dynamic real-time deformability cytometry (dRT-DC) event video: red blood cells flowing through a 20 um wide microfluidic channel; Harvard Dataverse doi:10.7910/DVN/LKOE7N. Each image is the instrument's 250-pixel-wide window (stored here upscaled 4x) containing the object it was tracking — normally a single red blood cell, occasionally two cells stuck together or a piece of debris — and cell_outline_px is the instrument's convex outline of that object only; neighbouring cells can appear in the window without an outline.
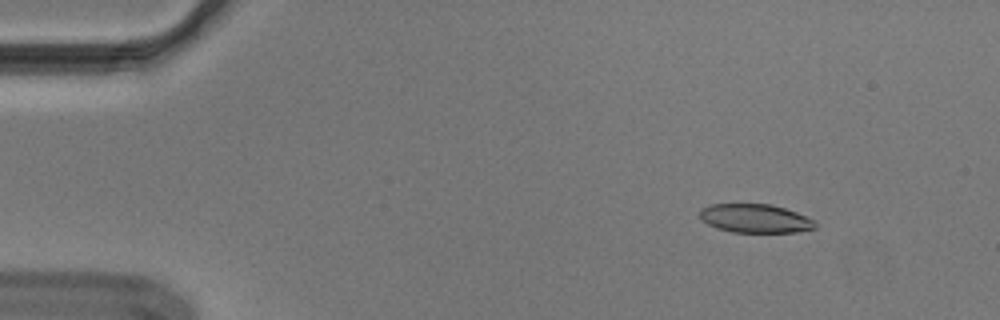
{"species": "Egyptian fruit bat (a non-hibernating species)", "species_latin": "Rousettus aegyptiacus", "temperature_condition": "cold", "stored_images_in_passage": 51, "camera_frame_rate_fps": 3000, "um_per_image_px": 0.085, "animal": {"sex": "male"}, "frame": {"image": 1, "passage_image": 3, "time_ms": 0.667, "image_size_px": [1000, 320], "cell_outline_px": [[816, 228], [796, 232], [732, 232], [716, 228], [700, 220], [700, 208], [712, 204], [772, 204], [796, 212], [816, 220]], "centroid_in_image_um": [64.19, 18.57], "position_along_channel_um": 20.8, "area_um2": 19.42}}
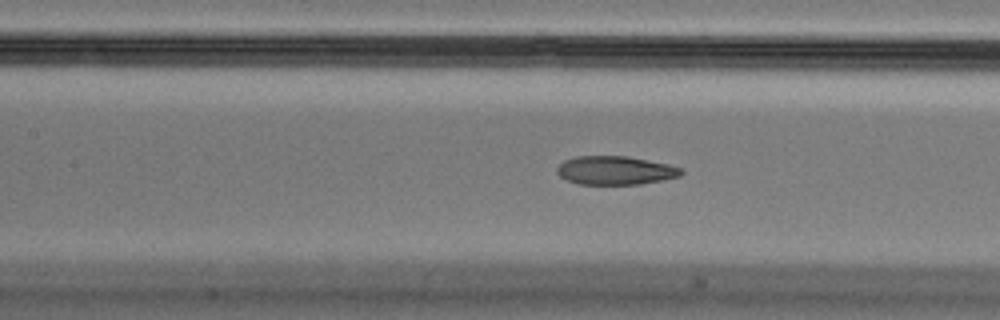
{"frame": {"image": 2, "passage_image": 21, "time_ms": 6.667, "image_size_px": [1000, 320], "cell_outline_px": [[684, 172], [680, 176], [640, 184], [576, 184], [560, 176], [556, 172], [556, 168], [564, 160], [576, 156], [628, 156], [668, 164], [680, 168]], "centroid_in_image_um": [52.27, 14.48], "position_along_channel_um": 155.1, "area_um2": 20.63}}
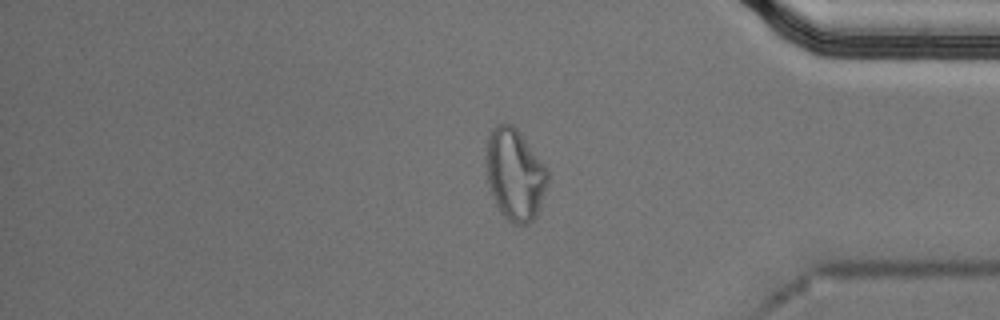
{"frame": {"image": 3, "passage_image": 42, "time_ms": 13.667, "image_size_px": [1000, 320], "cell_outline_px": [[548, 180], [540, 208], [536, 216], [528, 224], [512, 224], [500, 212], [492, 196], [488, 184], [484, 160], [484, 148], [488, 132], [496, 124], [504, 120], [512, 124], [520, 132], [548, 168]], "centroid_in_image_um": [43.72, 14.77], "position_along_channel_um": 391.5, "area_um2": 33.81}, "authors_computed_cell_mechanics": {"area_um2": 21.5594, "velocity_mm_per_s": 3.6615, "shape_relaxation_time_tau1_ms": null, "shape_relaxation_time_tau2_ms": 1.7148, "deformation_change_tau1": null, "deformation_change_tau2": 0.0867}}